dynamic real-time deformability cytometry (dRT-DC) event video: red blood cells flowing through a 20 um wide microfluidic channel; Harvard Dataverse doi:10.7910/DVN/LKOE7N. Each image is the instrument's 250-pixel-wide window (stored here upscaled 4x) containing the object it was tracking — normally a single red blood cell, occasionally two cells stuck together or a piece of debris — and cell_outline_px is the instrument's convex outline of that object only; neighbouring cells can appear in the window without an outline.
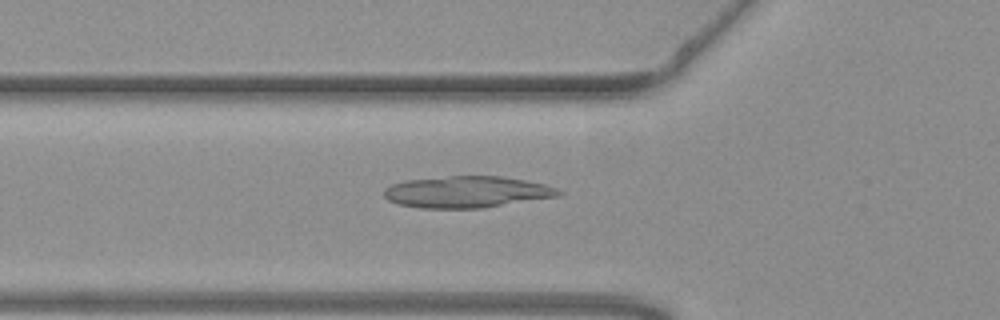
{"species": "common noctule bat (a hibernating species)", "species_latin": "Nyctalus noctula", "temperature_condition": "warm", "stored_images_in_passage": 40, "camera_frame_rate_fps": 3000, "um_per_image_px": 0.085, "animal": {"sex": "female", "body_mass_g": 19.3, "forearm_length_mm": 54.1}, "frame": {"image": 1, "passage_image": 4, "time_ms": 1.0, "image_size_px": [1000, 320], "cell_outline_px": [[564, 192], [560, 196], [480, 208], [420, 208], [396, 204], [388, 200], [384, 196], [384, 188], [392, 184], [404, 180], [448, 176], [500, 176], [524, 180], [544, 184], [556, 188]], "centroid_in_image_um": [39.65, 16.31], "position_along_channel_um": 86.1, "area_um2": 32.14}}
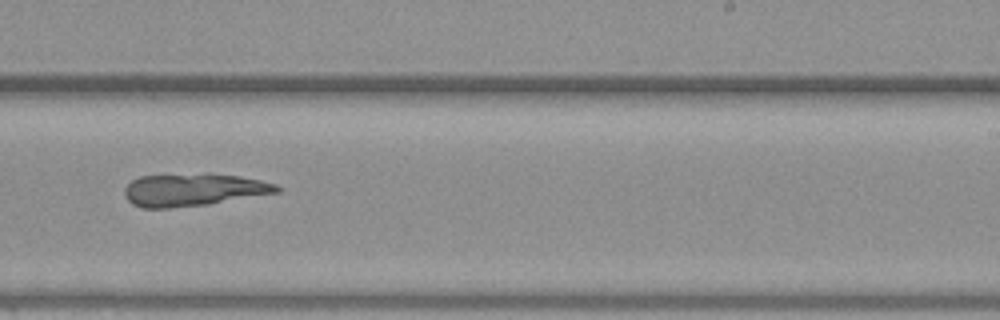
{"frame": {"image": 2, "passage_image": 19, "time_ms": 6.0, "image_size_px": [1000, 320], "cell_outline_px": [[280, 192], [208, 204], [168, 208], [144, 208], [132, 204], [124, 196], [124, 188], [132, 180], [140, 176], [240, 176], [260, 180], [276, 184], [280, 188]], "centroid_in_image_um": [16.42, 16.18], "position_along_channel_um": 272.6, "area_um2": 27.8}}
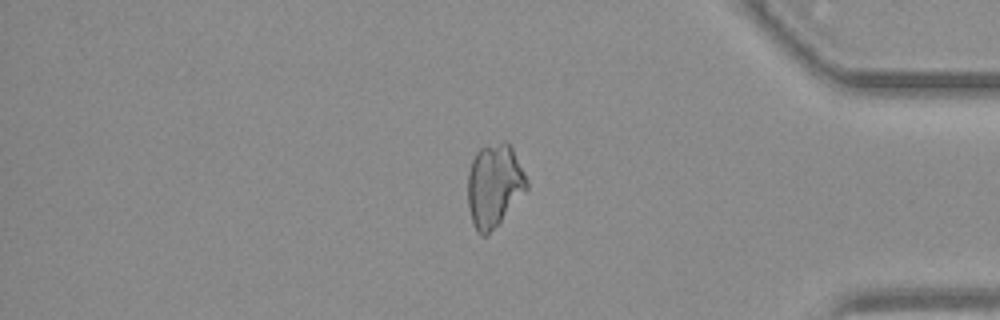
{"frame": {"image": 3, "passage_image": 31, "time_ms": 10.0, "image_size_px": [1000, 320], "cell_outline_px": [[528, 188], [500, 220], [484, 236], [480, 236], [476, 232], [472, 224], [468, 204], [468, 172], [472, 160], [476, 152], [480, 148], [504, 140], [508, 140], [528, 180]], "centroid_in_image_um": [41.99, 15.72], "position_along_channel_um": 393.2, "area_um2": 28.21}, "authors_computed_cell_mechanics": {"area_um2": 29.5358, "velocity_mm_per_s": 3.7222, "shape_relaxation_time_tau1_ms": null, "shape_relaxation_time_tau2_ms": 3.3809, "deformation_change_tau1": null, "deformation_change_tau2": 0.1134}}